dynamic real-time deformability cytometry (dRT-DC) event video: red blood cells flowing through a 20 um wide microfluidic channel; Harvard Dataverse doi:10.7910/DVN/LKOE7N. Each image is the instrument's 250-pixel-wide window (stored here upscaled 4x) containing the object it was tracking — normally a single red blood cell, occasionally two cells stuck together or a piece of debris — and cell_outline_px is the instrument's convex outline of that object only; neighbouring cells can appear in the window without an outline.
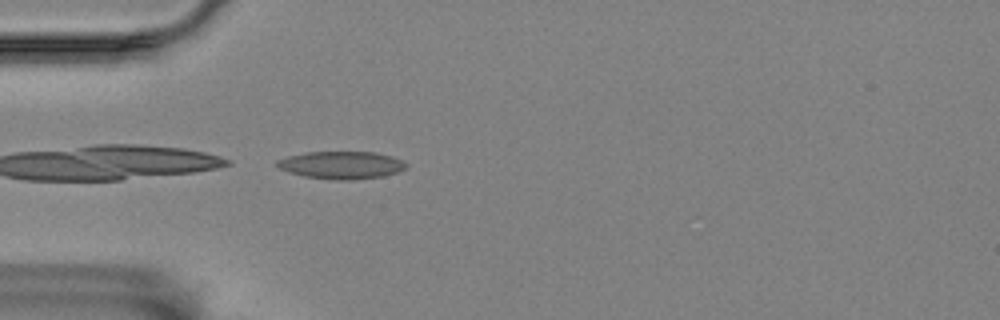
{"species": "Egyptian fruit bat (a non-hibernating species)", "species_latin": "Rousettus aegyptiacus", "temperature_condition": "room temperature", "stored_images_in_passage": 4, "camera_frame_rate_fps": 3000, "um_per_image_px": 0.085, "animal": {"sex": "female"}, "frame": {"image": 1, "passage_image": 4, "time_ms": 4.0, "image_size_px": [1000, 320], "cell_outline_px": [[408, 164], [404, 168], [396, 172], [384, 176], [352, 180], [336, 180], [304, 176], [288, 172], [280, 168], [276, 164], [276, 160], [288, 156], [308, 152], [376, 152], [392, 156]], "centroid_in_image_um": [29.01, 14.03], "position_along_channel_um": 56.0, "area_um2": 20.63}}